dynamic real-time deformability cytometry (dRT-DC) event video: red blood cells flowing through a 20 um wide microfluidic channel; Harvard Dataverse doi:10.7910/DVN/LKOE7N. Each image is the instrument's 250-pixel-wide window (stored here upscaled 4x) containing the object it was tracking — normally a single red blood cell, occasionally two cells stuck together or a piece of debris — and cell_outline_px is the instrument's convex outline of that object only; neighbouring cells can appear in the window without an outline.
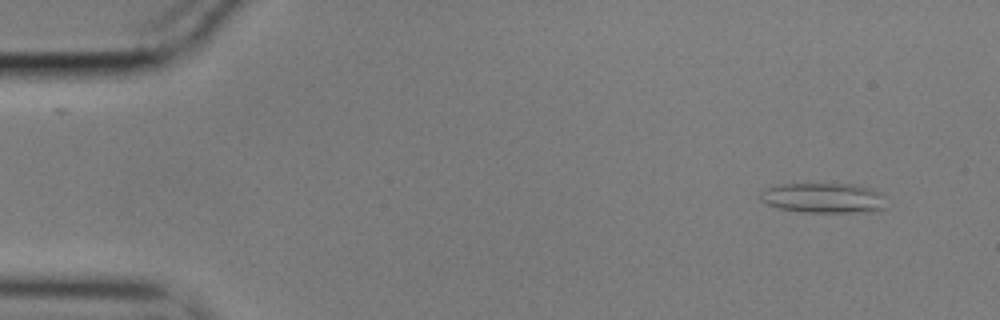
{"species": "common noctule bat (a hibernating species)", "species_latin": "Nyctalus noctula", "temperature_condition": "cold", "stored_images_in_passage": 53, "camera_frame_rate_fps": 3000, "um_per_image_px": 0.085, "animal": {"sex": "male", "body_mass_g": 17.9}, "frame": {"image": 1, "passage_image": 1, "time_ms": 0.0, "image_size_px": [1000, 320], "cell_outline_px": [[884, 208], [872, 212], [804, 212], [776, 208], [760, 200], [760, 192], [764, 188], [780, 184], [856, 184], [872, 188], [880, 192], [884, 196]], "centroid_in_image_um": [69.99, 16.82], "position_along_channel_um": 15.0, "area_um2": 22.31}}
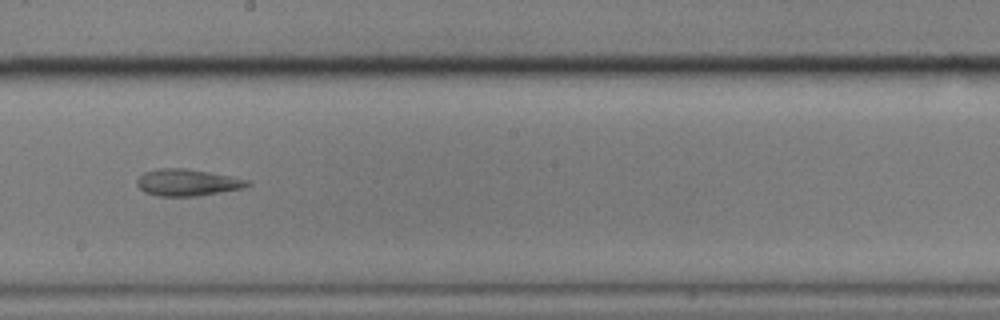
{"frame": {"image": 2, "passage_image": 28, "time_ms": 9.0, "image_size_px": [1000, 320], "cell_outline_px": [[252, 184], [244, 188], [196, 196], [156, 196], [144, 192], [136, 184], [136, 180], [144, 172], [160, 168], [184, 168], [208, 172], [248, 180]], "centroid_in_image_um": [15.89, 15.52], "position_along_channel_um": 232.3, "area_um2": 17.11}}
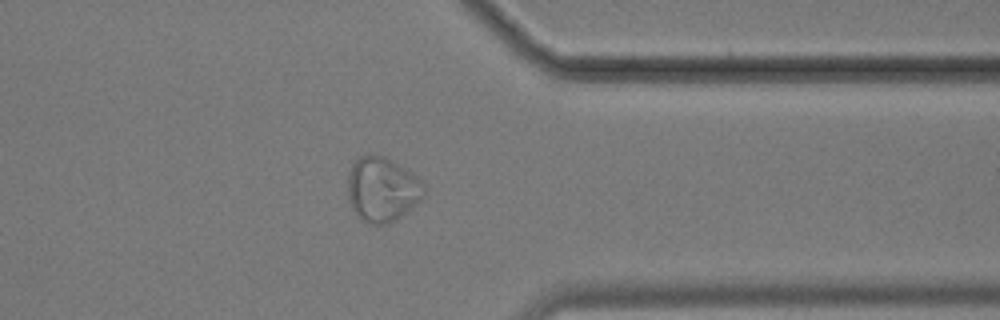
{"frame": {"image": 3, "passage_image": 41, "time_ms": 13.333, "image_size_px": [1000, 320], "cell_outline_px": [[424, 196], [420, 200], [396, 220], [388, 224], [368, 224], [356, 216], [352, 208], [348, 196], [348, 172], [352, 164], [360, 156], [384, 156], [392, 160], [412, 172], [424, 184]], "centroid_in_image_um": [32.47, 16.11], "position_along_channel_um": 378.9, "area_um2": 28.67}}